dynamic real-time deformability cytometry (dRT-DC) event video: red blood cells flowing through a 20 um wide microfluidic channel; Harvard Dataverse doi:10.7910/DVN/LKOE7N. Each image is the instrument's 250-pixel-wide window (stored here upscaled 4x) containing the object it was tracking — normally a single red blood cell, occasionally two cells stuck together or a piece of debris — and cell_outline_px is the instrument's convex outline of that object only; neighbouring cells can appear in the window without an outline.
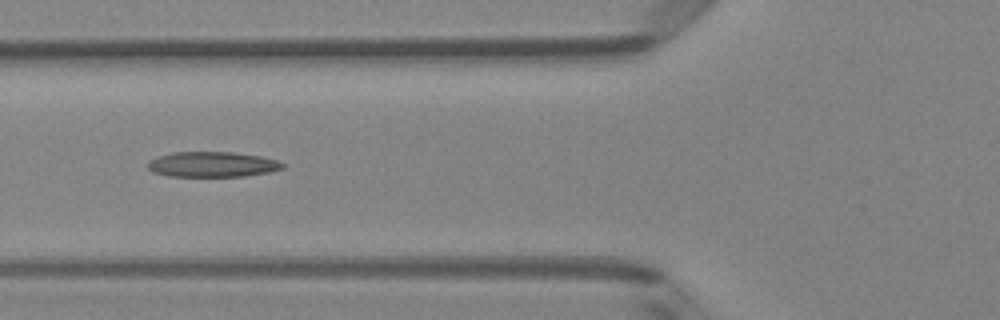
{"species": "Egyptian fruit bat (a non-hibernating species)", "species_latin": "Rousettus aegyptiacus", "temperature_condition": "room temperature", "stored_images_in_passage": 4, "camera_frame_rate_fps": 3000, "um_per_image_px": 0.085, "animal": {"sex": "female"}, "frame": {"image": 1, "passage_image": 4, "time_ms": 1.0, "image_size_px": [1000, 320], "cell_outline_px": [[284, 168], [268, 172], [244, 176], [168, 176], [152, 172], [148, 168], [148, 160], [156, 156], [172, 152], [232, 152], [260, 156], [276, 160], [284, 164]], "centroid_in_image_um": [18.0, 13.97], "position_along_channel_um": 107.8, "area_um2": 19.88}}